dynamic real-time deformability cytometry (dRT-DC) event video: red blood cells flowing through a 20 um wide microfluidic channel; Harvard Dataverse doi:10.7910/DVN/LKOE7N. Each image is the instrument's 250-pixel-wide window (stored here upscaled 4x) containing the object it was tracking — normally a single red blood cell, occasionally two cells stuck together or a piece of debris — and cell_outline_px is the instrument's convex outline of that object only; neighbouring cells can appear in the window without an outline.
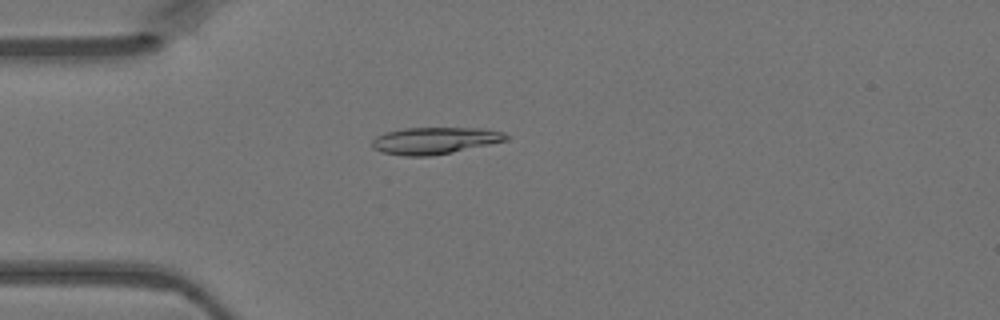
{"species": "Egyptian fruit bat (a non-hibernating species)", "species_latin": "Rousettus aegyptiacus", "temperature_condition": "warm", "stored_images_in_passage": 47, "camera_frame_rate_fps": 3000, "um_per_image_px": 0.085, "animal": {"sex": "female"}, "frame": {"image": 1, "passage_image": 13, "time_ms": 4.0, "image_size_px": [1000, 320], "cell_outline_px": [[508, 140], [452, 152], [432, 156], [404, 156], [380, 152], [372, 148], [372, 140], [376, 136], [384, 132], [404, 128], [488, 128], [504, 132], [508, 136]], "centroid_in_image_um": [36.93, 11.95], "position_along_channel_um": 48.1, "area_um2": 21.15}}
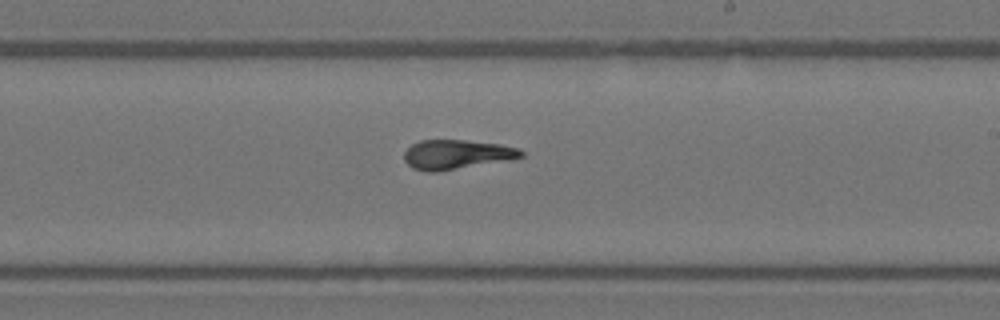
{"frame": {"image": 2, "passage_image": 28, "time_ms": 9.0, "image_size_px": [1000, 320], "cell_outline_px": [[524, 156], [512, 160], [436, 172], [424, 172], [412, 168], [404, 160], [404, 152], [412, 144], [420, 140], [464, 140], [500, 144], [520, 148], [524, 152]], "centroid_in_image_um": [38.84, 13.14], "position_along_channel_um": 250.2, "area_um2": 20.35}}
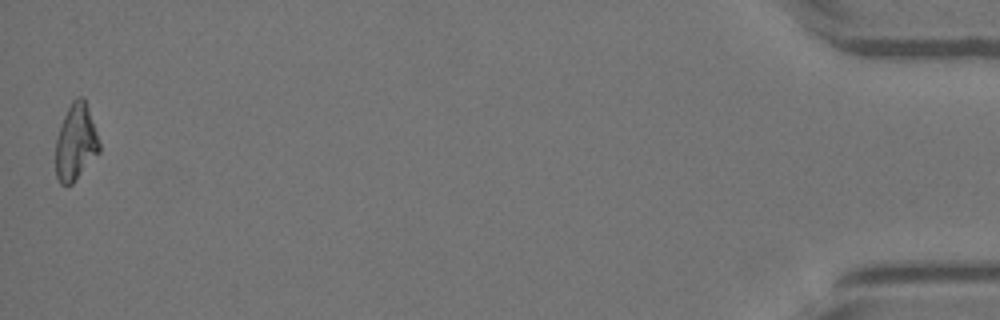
{"frame": {"image": 3, "passage_image": 47, "time_ms": 15.333, "image_size_px": [1000, 320], "cell_outline_px": [[100, 152], [72, 184], [60, 184], [56, 176], [56, 140], [64, 116], [72, 100], [76, 96], [84, 96], [100, 144]], "centroid_in_image_um": [6.44, 12.09], "position_along_channel_um": 428.8, "area_um2": 19.25}}